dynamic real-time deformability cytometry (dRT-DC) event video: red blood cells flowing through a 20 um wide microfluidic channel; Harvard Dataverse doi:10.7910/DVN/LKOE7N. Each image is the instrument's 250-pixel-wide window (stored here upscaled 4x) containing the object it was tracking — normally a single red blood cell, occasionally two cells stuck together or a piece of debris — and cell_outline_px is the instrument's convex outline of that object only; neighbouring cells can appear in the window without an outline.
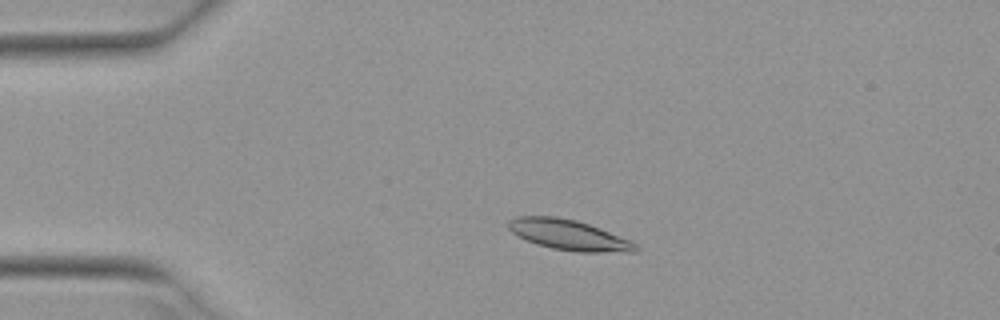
{"species": "Egyptian fruit bat (a non-hibernating species)", "species_latin": "Rousettus aegyptiacus", "temperature_condition": "warm", "stored_images_in_passage": 17, "camera_frame_rate_fps": 3000, "um_per_image_px": 0.085, "animal": {"sex": "female"}, "frame": {"image": 1, "passage_image": 10, "time_ms": 3.0, "image_size_px": [1000, 320], "cell_outline_px": [[640, 248], [636, 252], [576, 252], [552, 248], [536, 244], [512, 232], [508, 228], [508, 220], [516, 216], [556, 216], [576, 220], [600, 228], [632, 240]], "centroid_in_image_um": [48.39, 19.97], "position_along_channel_um": 36.6, "area_um2": 22.6}}
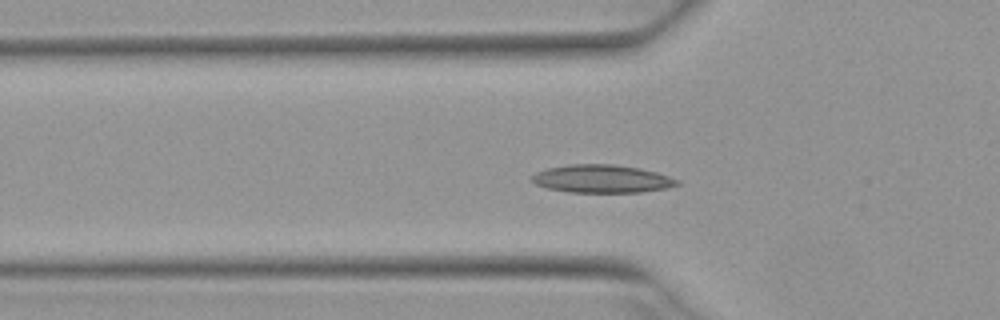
{"frame": {"image": 2, "passage_image": 16, "time_ms": 5.0, "image_size_px": [1000, 320], "cell_outline_px": [[680, 184], [668, 188], [640, 192], [568, 192], [548, 188], [536, 184], [532, 180], [532, 176], [536, 172], [548, 168], [568, 164], [612, 164], [640, 168], [656, 172], [680, 180]], "centroid_in_image_um": [51.19, 15.19], "position_along_channel_um": 74.6, "area_um2": 23.64}}